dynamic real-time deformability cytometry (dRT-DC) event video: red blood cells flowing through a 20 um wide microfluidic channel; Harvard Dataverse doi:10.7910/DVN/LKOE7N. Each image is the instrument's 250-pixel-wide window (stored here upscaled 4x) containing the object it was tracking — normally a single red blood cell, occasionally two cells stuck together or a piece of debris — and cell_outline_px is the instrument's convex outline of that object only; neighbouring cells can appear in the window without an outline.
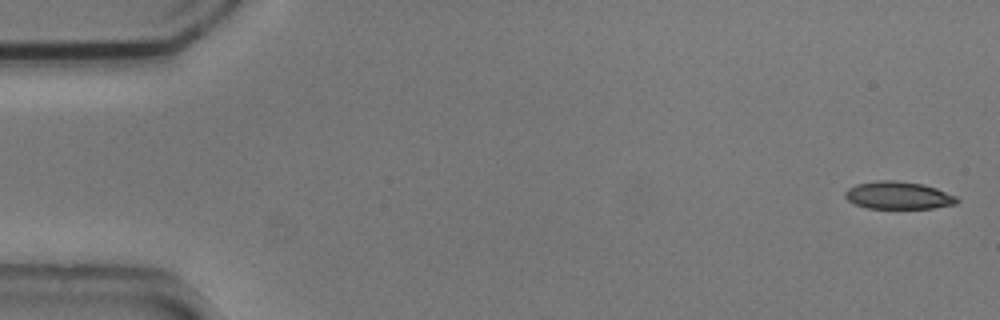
{"species": "common noctule bat (a hibernating species)", "species_latin": "Nyctalus noctula", "temperature_condition": "cold", "stored_images_in_passage": 5, "camera_frame_rate_fps": 3000, "um_per_image_px": 0.085, "animal": {"sex": "male", "body_mass_g": 20.5, "forearm_length_mm": 52.5}, "frame": {"image": 1, "passage_image": 1, "time_ms": 0.0, "image_size_px": [1000, 320], "cell_outline_px": [[960, 200], [956, 204], [932, 208], [868, 208], [856, 204], [848, 200], [844, 196], [844, 192], [848, 188], [856, 184], [876, 180], [892, 180], [924, 184], [936, 188], [956, 196]], "centroid_in_image_um": [76.35, 16.6], "position_along_channel_um": 8.6, "area_um2": 17.98}}
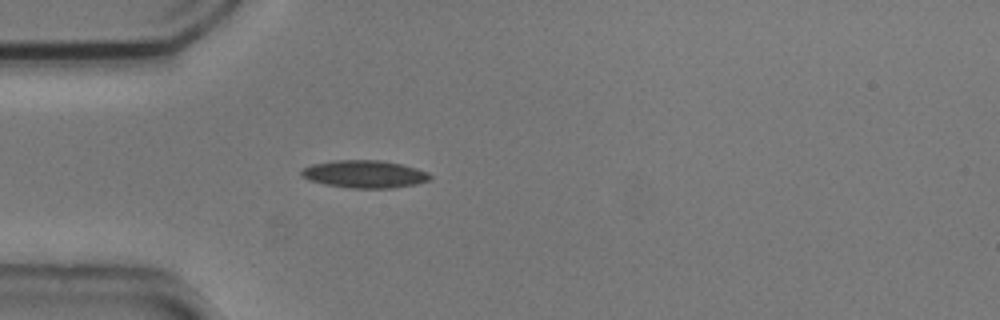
{"frame": {"image": 2, "passage_image": 5, "time_ms": 1.333, "image_size_px": [1000, 320], "cell_outline_px": [[432, 180], [416, 184], [392, 188], [352, 188], [324, 184], [308, 180], [300, 172], [304, 168], [312, 164], [336, 160], [380, 160], [400, 164], [416, 168], [428, 172], [432, 176]], "centroid_in_image_um": [31.02, 14.8], "position_along_channel_um": 54.0, "area_um2": 20.63}}